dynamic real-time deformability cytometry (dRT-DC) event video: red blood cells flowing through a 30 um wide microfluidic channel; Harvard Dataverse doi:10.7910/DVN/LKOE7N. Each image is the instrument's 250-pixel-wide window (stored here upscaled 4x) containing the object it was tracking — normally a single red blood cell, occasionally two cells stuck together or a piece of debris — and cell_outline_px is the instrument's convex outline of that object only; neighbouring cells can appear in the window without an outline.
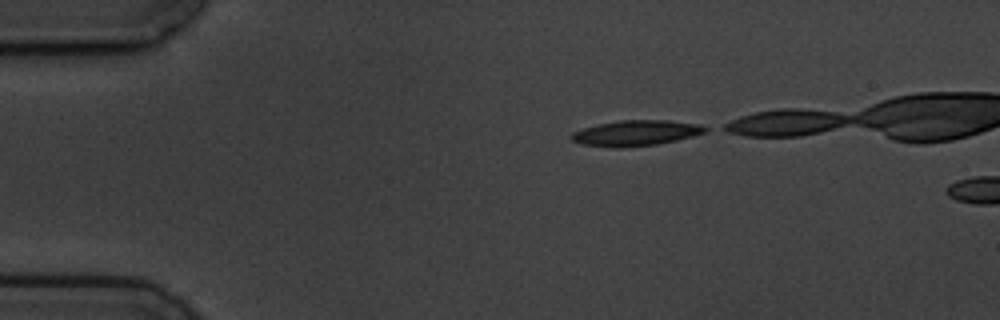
{"species": "common noctule bat (a hibernating species)", "species_latin": "Nyctalus noctula", "temperature_condition": "cold", "stored_images_in_passage": 2, "camera_frame_rate_fps": 3000, "um_per_image_px": 0.085, "animal": {"sex": "male", "body_mass_g": 19.5, "forearm_length_mm": 54.6}, "frame": {"image": 1, "passage_image": 1, "time_ms": 0.0, "image_size_px": [1000, 320], "cell_outline_px": [[708, 128], [704, 132], [692, 136], [676, 140], [656, 144], [620, 148], [580, 144], [572, 140], [568, 136], [572, 132], [584, 128], [600, 124], [620, 120], [668, 120], [700, 124]], "centroid_in_image_um": [54.02, 11.31], "position_along_channel_um": 31.0, "area_um2": 19.77}}